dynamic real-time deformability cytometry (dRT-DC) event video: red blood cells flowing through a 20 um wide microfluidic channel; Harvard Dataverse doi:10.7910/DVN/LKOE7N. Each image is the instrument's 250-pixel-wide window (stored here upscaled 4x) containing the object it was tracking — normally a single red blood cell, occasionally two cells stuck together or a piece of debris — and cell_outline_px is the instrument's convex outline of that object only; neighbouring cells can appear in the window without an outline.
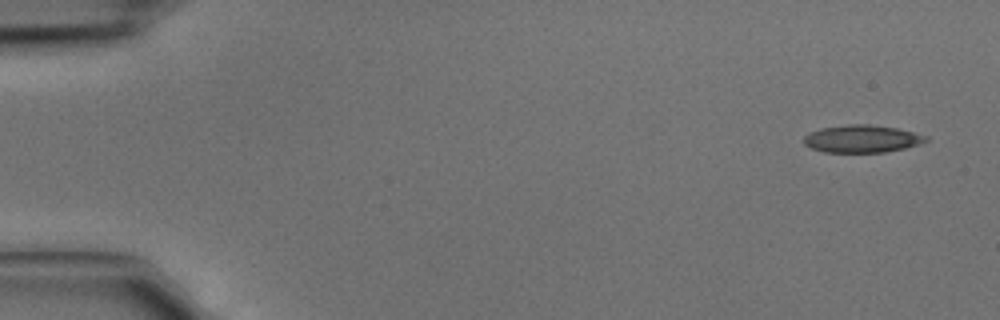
{"species": "common noctule bat (a hibernating species)", "species_latin": "Nyctalus noctula", "temperature_condition": "cold", "stored_images_in_passage": 4, "camera_frame_rate_fps": 3000, "um_per_image_px": 0.085, "animal": {"sex": "male", "body_mass_g": 15.6}, "frame": {"image": 1, "passage_image": 1, "time_ms": 0.0, "image_size_px": [1000, 320], "cell_outline_px": [[928, 140], [904, 148], [884, 152], [824, 152], [812, 148], [804, 144], [804, 136], [808, 132], [820, 128], [848, 124], [868, 124], [896, 128], [928, 136]], "centroid_in_image_um": [73.21, 11.79], "position_along_channel_um": 11.8, "area_um2": 19.42}}
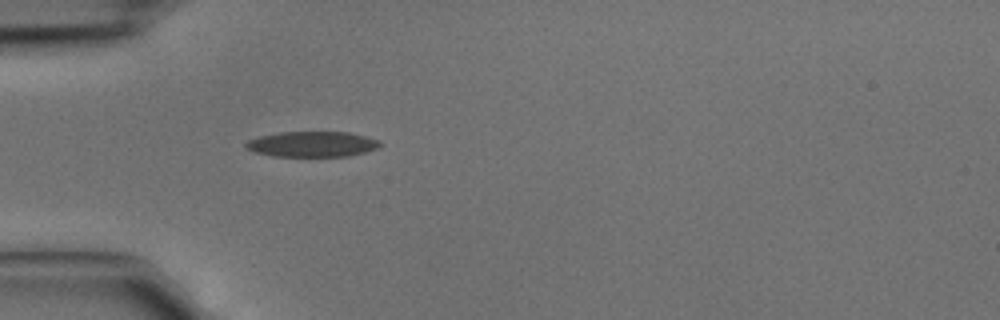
{"frame": {"image": 2, "passage_image": 4, "time_ms": 1.0, "image_size_px": [1000, 320], "cell_outline_px": [[380, 144], [376, 148], [364, 152], [348, 156], [272, 156], [252, 152], [244, 148], [244, 144], [248, 140], [260, 136], [280, 132], [348, 132], [380, 140]], "centroid_in_image_um": [26.46, 12.25], "position_along_channel_um": 58.5, "area_um2": 19.88}}